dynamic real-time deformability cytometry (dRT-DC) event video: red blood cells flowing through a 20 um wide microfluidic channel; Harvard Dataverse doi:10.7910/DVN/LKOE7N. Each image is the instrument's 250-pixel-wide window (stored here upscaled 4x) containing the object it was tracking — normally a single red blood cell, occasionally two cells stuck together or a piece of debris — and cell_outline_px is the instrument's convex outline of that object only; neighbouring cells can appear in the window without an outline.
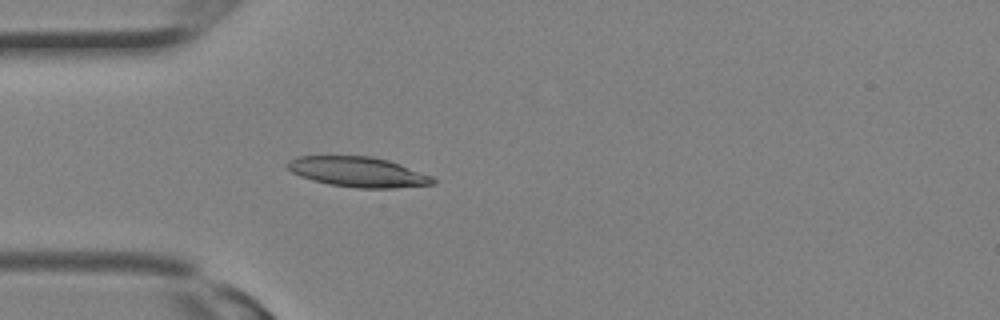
{"species": "Egyptian fruit bat (a non-hibernating species)", "species_latin": "Rousettus aegyptiacus", "temperature_condition": "room temperature", "stored_images_in_passage": 11, "camera_frame_rate_fps": 3000, "um_per_image_px": 0.085, "animal": {"sex": "female"}, "frame": {"image": 1, "passage_image": 7, "time_ms": 2.0, "image_size_px": [1000, 320], "cell_outline_px": [[436, 184], [392, 188], [356, 188], [328, 184], [312, 180], [300, 176], [292, 172], [284, 164], [288, 160], [300, 156], [372, 156], [388, 160], [400, 164], [432, 176], [436, 180]], "centroid_in_image_um": [30.42, 14.61], "position_along_channel_um": 54.6, "area_um2": 25.61}}
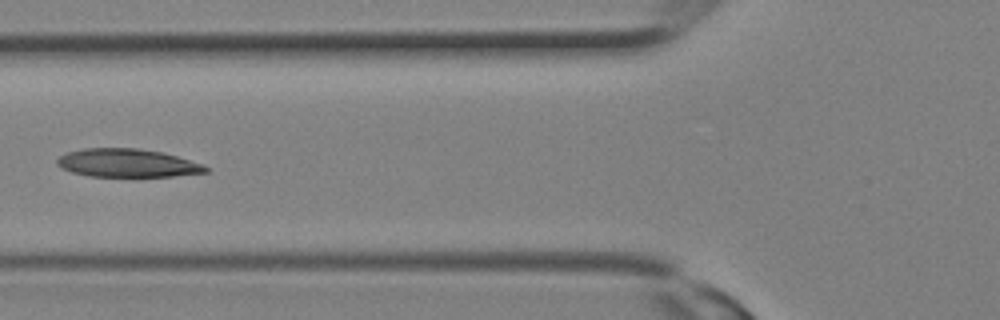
{"frame": {"image": 2, "passage_image": 10, "time_ms": 3.0, "image_size_px": [1000, 320], "cell_outline_px": [[208, 172], [172, 176], [88, 176], [72, 172], [56, 164], [56, 160], [60, 156], [68, 152], [84, 148], [136, 148], [164, 152], [204, 164], [208, 168]], "centroid_in_image_um": [10.85, 13.85], "position_along_channel_um": 115.0, "area_um2": 24.39}}